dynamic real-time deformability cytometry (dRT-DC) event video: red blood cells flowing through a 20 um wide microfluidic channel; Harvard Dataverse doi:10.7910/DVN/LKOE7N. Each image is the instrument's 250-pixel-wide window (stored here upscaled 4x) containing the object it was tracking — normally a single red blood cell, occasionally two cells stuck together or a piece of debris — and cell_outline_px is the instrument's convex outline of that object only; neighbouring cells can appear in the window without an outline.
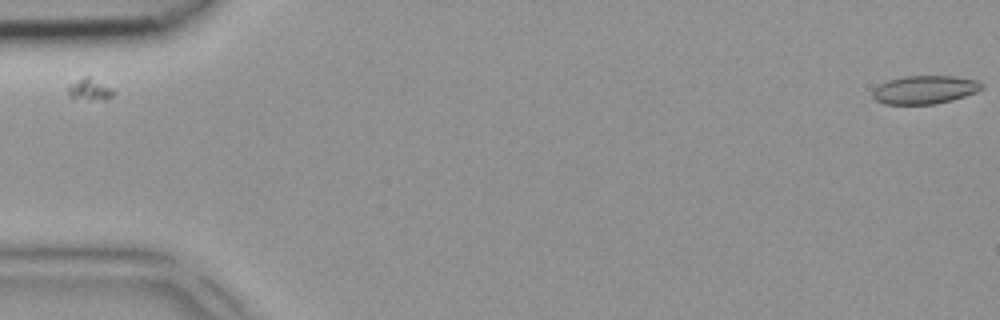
{"species": "common noctule bat (a hibernating species)", "species_latin": "Nyctalus noctula", "temperature_condition": "room temperature", "stored_images_in_passage": 5, "camera_frame_rate_fps": 3000, "um_per_image_px": 0.085, "animal": {"sex": "female", "body_mass_g": 18.4}, "frame": {"image": 1, "passage_image": 1, "time_ms": 0.0, "image_size_px": [1000, 320], "cell_outline_px": [[984, 88], [976, 92], [952, 100], [932, 104], [884, 104], [876, 100], [872, 96], [872, 92], [880, 84], [888, 80], [904, 76], [956, 76], [976, 80], [984, 84]], "centroid_in_image_um": [78.62, 7.62], "position_along_channel_um": 6.4, "area_um2": 17.98}}
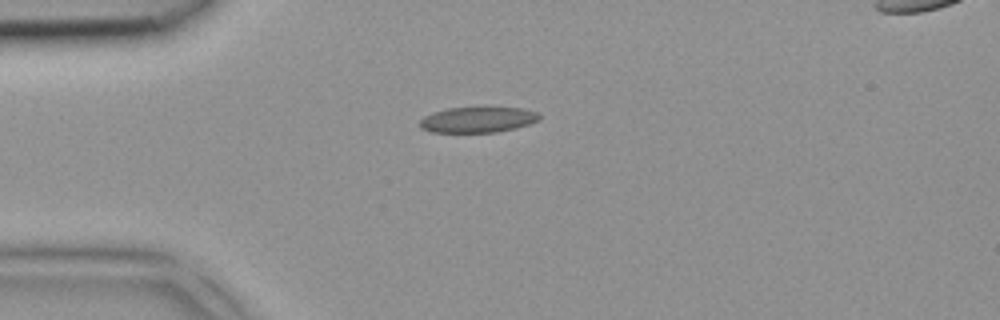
{"frame": {"image": 2, "passage_image": 4, "time_ms": 1.0, "image_size_px": [1000, 320], "cell_outline_px": [[540, 120], [516, 128], [496, 132], [428, 132], [420, 128], [416, 124], [424, 116], [448, 108], [524, 108], [540, 112]], "centroid_in_image_um": [40.61, 10.18], "position_along_channel_um": 44.4, "area_um2": 17.92}}